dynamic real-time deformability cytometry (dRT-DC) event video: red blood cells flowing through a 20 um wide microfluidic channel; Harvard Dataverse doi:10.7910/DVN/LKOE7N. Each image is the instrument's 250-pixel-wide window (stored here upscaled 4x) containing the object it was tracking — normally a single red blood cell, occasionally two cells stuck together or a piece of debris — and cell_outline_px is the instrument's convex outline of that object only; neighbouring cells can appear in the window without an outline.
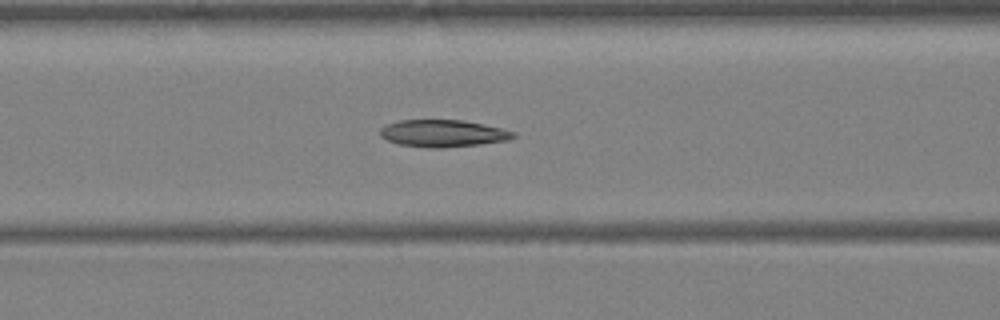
{"species": "Egyptian fruit bat (a non-hibernating species)", "species_latin": "Rousettus aegyptiacus", "temperature_condition": "warm", "stored_images_in_passage": 27, "camera_frame_rate_fps": 3000, "um_per_image_px": 0.085, "animal": {"sex": "female"}, "frame": {"image": 1, "passage_image": 4, "time_ms": 1.0, "image_size_px": [1000, 320], "cell_outline_px": [[516, 136], [508, 140], [444, 148], [428, 148], [400, 144], [388, 140], [380, 136], [380, 128], [388, 124], [400, 120], [464, 120], [500, 128], [516, 132]], "centroid_in_image_um": [37.64, 11.33], "position_along_channel_um": 129.0, "area_um2": 20.87}}
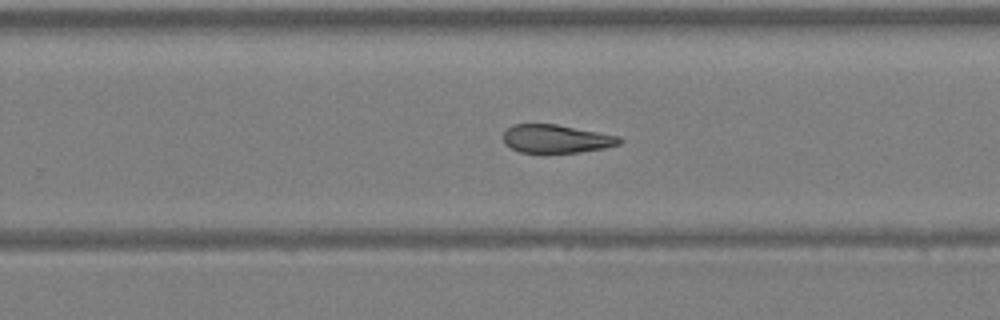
{"frame": {"image": 2, "passage_image": 13, "time_ms": 4.0, "image_size_px": [1000, 320], "cell_outline_px": [[624, 140], [620, 144], [604, 148], [580, 152], [520, 152], [504, 144], [504, 132], [512, 124], [556, 124], [620, 136]], "centroid_in_image_um": [47.3, 11.79], "position_along_channel_um": 282.5, "area_um2": 19.07}}
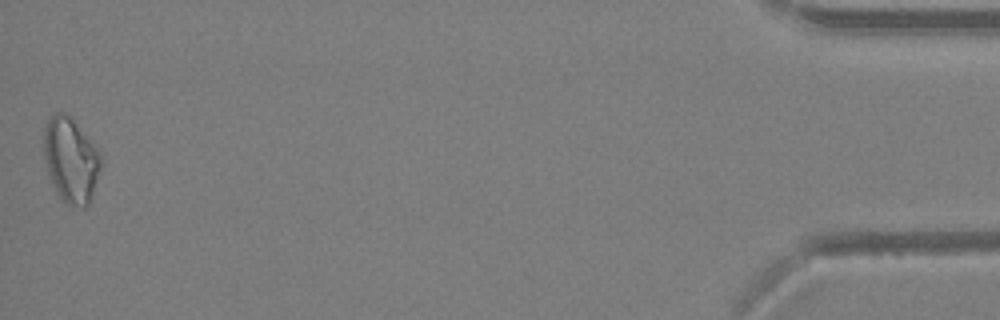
{"frame": {"image": 3, "passage_image": 27, "time_ms": 8.667, "image_size_px": [1000, 320], "cell_outline_px": [[104, 160], [88, 204], [84, 208], [68, 204], [60, 196], [52, 184], [48, 172], [44, 156], [44, 128], [48, 120], [56, 112], [64, 112], [72, 116], [100, 152]], "centroid_in_image_um": [6.04, 13.56], "position_along_channel_um": 429.2, "area_um2": 28.26}}